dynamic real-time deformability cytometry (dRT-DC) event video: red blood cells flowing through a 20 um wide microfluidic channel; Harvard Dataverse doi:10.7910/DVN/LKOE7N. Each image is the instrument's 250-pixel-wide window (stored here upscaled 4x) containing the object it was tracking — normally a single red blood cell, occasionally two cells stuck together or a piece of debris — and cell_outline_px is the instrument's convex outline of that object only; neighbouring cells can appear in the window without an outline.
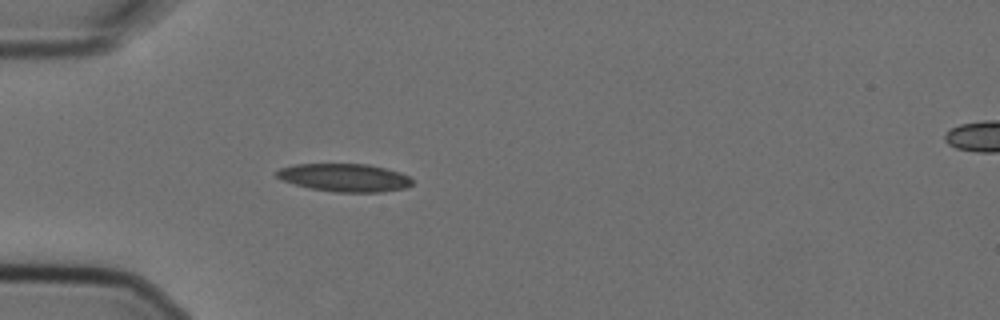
{"species": "Egyptian fruit bat (a non-hibernating species)", "species_latin": "Rousettus aegyptiacus", "temperature_condition": "cold", "stored_images_in_passage": 5, "segment_of_instrument_passage": [1, 2], "camera_frame_rate_fps": 3000, "um_per_image_px": 0.085, "animal": {"sex": "female"}, "frame": {"image": 1, "passage_image": 4, "time_ms": 1.0, "image_size_px": [1000, 320], "cell_outline_px": [[412, 184], [404, 188], [380, 192], [332, 192], [308, 188], [284, 180], [276, 176], [272, 172], [280, 168], [296, 164], [368, 164], [400, 172], [408, 176], [412, 180]], "centroid_in_image_um": [29.26, 15.1], "position_along_channel_um": 55.7, "area_um2": 22.08}}